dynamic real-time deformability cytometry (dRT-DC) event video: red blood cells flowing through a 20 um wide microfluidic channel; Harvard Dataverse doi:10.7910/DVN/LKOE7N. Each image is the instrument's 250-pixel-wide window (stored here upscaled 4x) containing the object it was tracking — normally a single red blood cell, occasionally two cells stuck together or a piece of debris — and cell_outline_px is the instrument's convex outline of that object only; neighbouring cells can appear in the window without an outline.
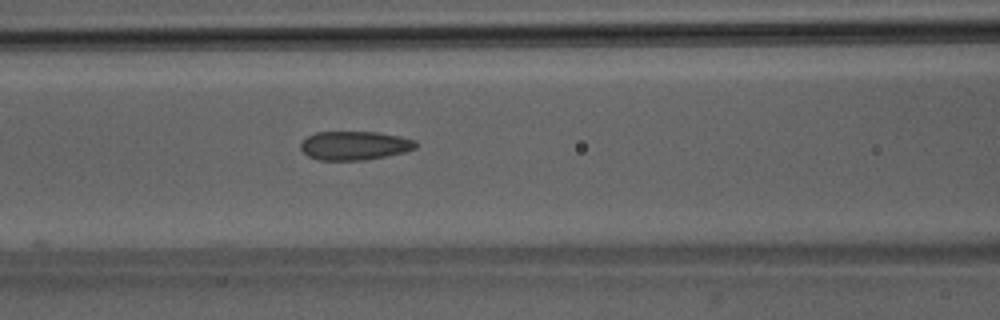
{"species": "Egyptian fruit bat (a non-hibernating species)", "species_latin": "Rousettus aegyptiacus", "temperature_condition": "room temperature", "stored_images_in_passage": 21, "camera_frame_rate_fps": 3000, "um_per_image_px": 0.085, "animal": {"sex": "male"}, "frame": {"image": 1, "passage_image": 13, "time_ms": 4.0, "image_size_px": [1000, 320], "cell_outline_px": [[416, 148], [404, 152], [364, 160], [320, 160], [308, 156], [300, 148], [300, 144], [308, 136], [316, 132], [376, 132], [400, 136], [416, 140]], "centroid_in_image_um": [30.14, 12.37], "position_along_channel_um": 136.5, "area_um2": 19.19}}